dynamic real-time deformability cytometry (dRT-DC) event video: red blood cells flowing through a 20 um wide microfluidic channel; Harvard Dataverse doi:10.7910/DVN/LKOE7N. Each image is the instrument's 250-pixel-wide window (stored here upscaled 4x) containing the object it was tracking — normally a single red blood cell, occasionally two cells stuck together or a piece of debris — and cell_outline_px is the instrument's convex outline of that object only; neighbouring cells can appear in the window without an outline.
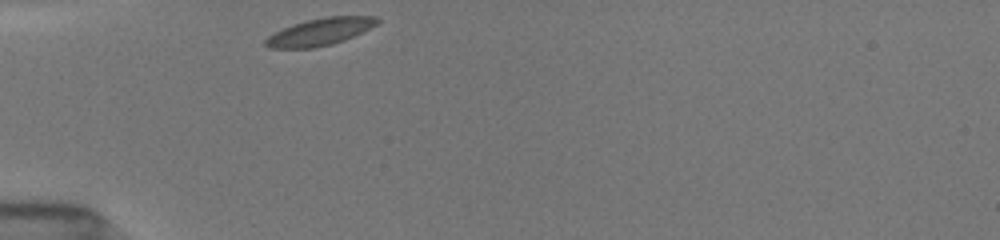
{"species": "common noctule bat (a hibernating species)", "species_latin": "Nyctalus noctula", "temperature_condition": "room temperature", "stored_images_in_passage": 3, "camera_frame_rate_fps": 3000, "um_per_image_px": 0.085, "animal": {"sex": "female", "body_mass_g": 19.5, "forearm_length_mm": 54.1}, "frame": {"image": 1, "passage_image": 1, "time_ms": 0.0, "image_size_px": [1000, 240], "cell_outline_px": [[380, 20], [376, 24], [344, 40], [332, 44], [312, 48], [268, 48], [264, 44], [264, 40], [268, 36], [292, 24], [324, 16], [376, 16]], "centroid_in_image_um": [27.16, 2.7], "position_along_channel_um": 57.8, "area_um2": 17.46}}
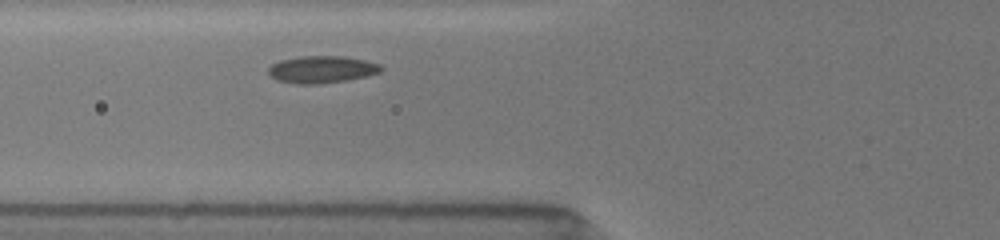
{"frame": {"image": 2, "passage_image": 3, "time_ms": 1.333, "image_size_px": [1000, 240], "cell_outline_px": [[384, 68], [380, 72], [368, 76], [348, 80], [316, 84], [296, 84], [276, 80], [268, 76], [268, 68], [272, 64], [280, 60], [300, 56], [344, 56], [364, 60], [380, 64]], "centroid_in_image_um": [27.33, 5.91], "position_along_channel_um": 98.5, "area_um2": 18.03}}